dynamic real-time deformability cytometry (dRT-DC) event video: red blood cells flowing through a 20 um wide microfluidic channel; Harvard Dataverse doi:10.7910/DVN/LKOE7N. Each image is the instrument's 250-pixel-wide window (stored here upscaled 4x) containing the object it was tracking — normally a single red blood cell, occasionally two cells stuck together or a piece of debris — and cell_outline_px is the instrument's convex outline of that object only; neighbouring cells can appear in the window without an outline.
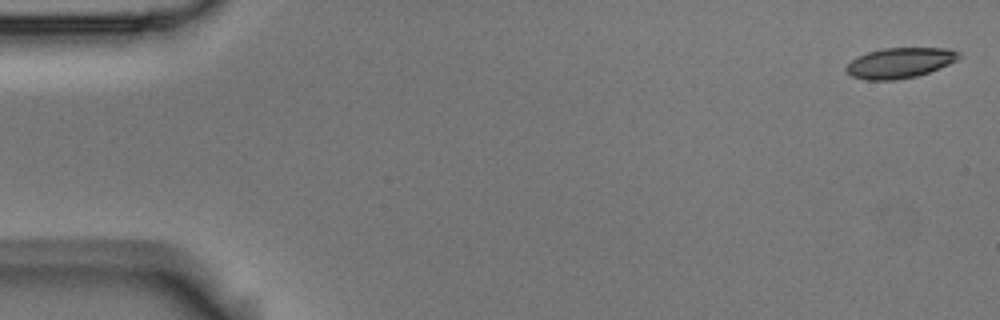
{"species": "Egyptian fruit bat (a non-hibernating species)", "species_latin": "Rousettus aegyptiacus", "temperature_condition": "room temperature", "stored_images_in_passage": 5, "segment_of_instrument_passage": [1, 2], "camera_frame_rate_fps": 3000, "um_per_image_px": 0.085, "animal": {"sex": "male"}, "frame": {"image": 1, "passage_image": 1, "time_ms": 0.0, "image_size_px": [1000, 320], "cell_outline_px": [[964, 56], [940, 68], [916, 76], [892, 80], [864, 80], [852, 76], [844, 68], [856, 56], [868, 52], [884, 48], [948, 48], [960, 52]], "centroid_in_image_um": [76.5, 5.33], "position_along_channel_um": 8.5, "area_um2": 19.94}}
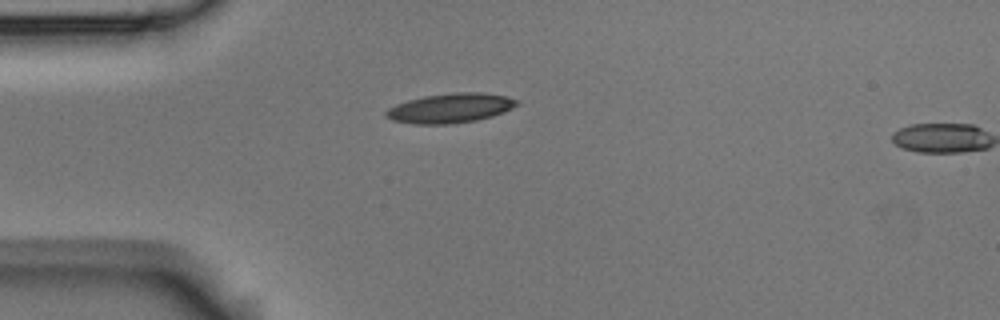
{"frame": {"image": 2, "passage_image": 4, "time_ms": 1.0, "image_size_px": [1000, 320], "cell_outline_px": [[520, 104], [504, 112], [492, 116], [476, 120], [448, 124], [412, 124], [392, 120], [384, 116], [384, 112], [388, 108], [396, 104], [408, 100], [424, 96], [452, 92], [484, 92], [508, 96], [520, 100]], "centroid_in_image_um": [38.3, 9.18], "position_along_channel_um": 46.7, "area_um2": 22.83}}